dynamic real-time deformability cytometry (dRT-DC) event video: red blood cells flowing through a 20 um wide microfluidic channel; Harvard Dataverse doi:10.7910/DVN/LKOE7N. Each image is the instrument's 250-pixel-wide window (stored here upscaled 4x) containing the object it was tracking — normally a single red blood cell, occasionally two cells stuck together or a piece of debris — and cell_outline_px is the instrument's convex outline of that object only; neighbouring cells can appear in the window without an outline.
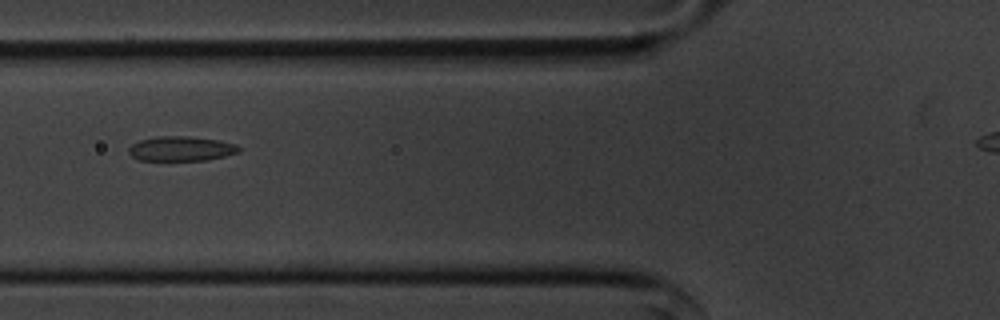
{"species": "common noctule bat (a hibernating species)", "species_latin": "Nyctalus noctula", "temperature_condition": "cold", "stored_images_in_passage": 40, "segment_of_instrument_passage": [1, 2], "camera_frame_rate_fps": 3000, "um_per_image_px": 0.085, "animal": {"sex": "male", "body_mass_g": 20.1, "forearm_length_mm": 53.5}, "frame": {"image": 1, "passage_image": 11, "time_ms": 3.333, "image_size_px": [1000, 320], "cell_outline_px": [[240, 152], [208, 160], [140, 160], [132, 156], [128, 152], [128, 148], [132, 144], [140, 140], [156, 136], [188, 136], [220, 140], [236, 144], [240, 148]], "centroid_in_image_um": [15.41, 12.63], "position_along_channel_um": 110.4, "area_um2": 15.9}}
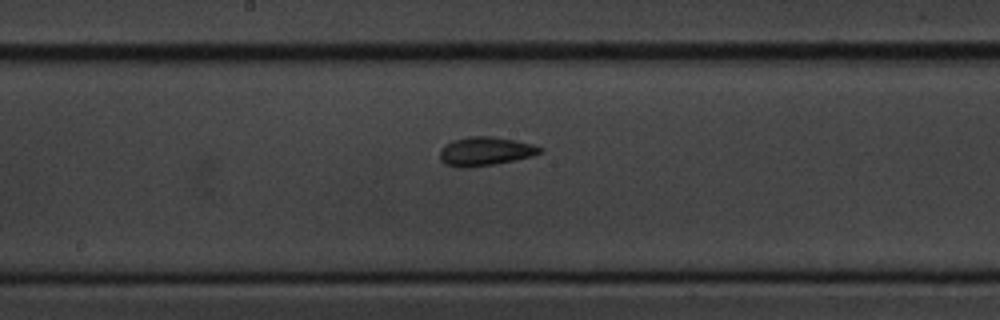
{"frame": {"image": 2, "passage_image": 19, "time_ms": 6.0, "image_size_px": [1000, 320], "cell_outline_px": [[544, 152], [532, 156], [472, 168], [460, 168], [444, 164], [440, 160], [440, 148], [444, 144], [452, 140], [468, 136], [492, 136], [516, 140], [532, 144], [544, 148]], "centroid_in_image_um": [41.22, 12.85], "position_along_channel_um": 207.0, "area_um2": 17.05}}
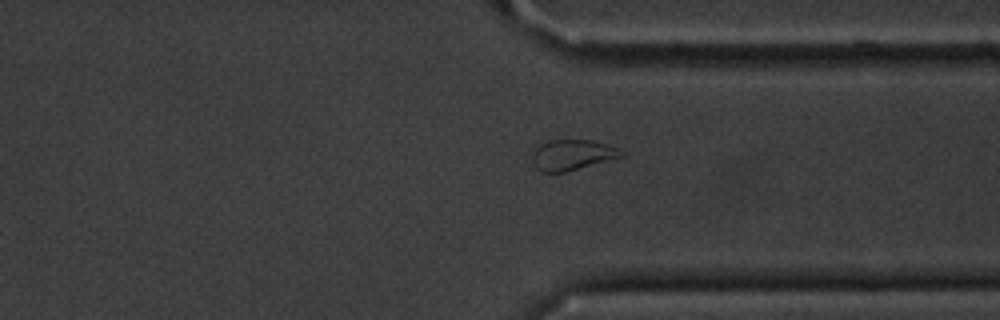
{"frame": {"image": 3, "passage_image": 32, "time_ms": 10.333, "image_size_px": [1000, 320], "cell_outline_px": [[628, 156], [564, 172], [540, 172], [536, 168], [532, 160], [532, 144], [548, 140], [592, 140], [628, 152]], "centroid_in_image_um": [48.62, 13.15], "position_along_channel_um": 362.8, "area_um2": 16.42}}